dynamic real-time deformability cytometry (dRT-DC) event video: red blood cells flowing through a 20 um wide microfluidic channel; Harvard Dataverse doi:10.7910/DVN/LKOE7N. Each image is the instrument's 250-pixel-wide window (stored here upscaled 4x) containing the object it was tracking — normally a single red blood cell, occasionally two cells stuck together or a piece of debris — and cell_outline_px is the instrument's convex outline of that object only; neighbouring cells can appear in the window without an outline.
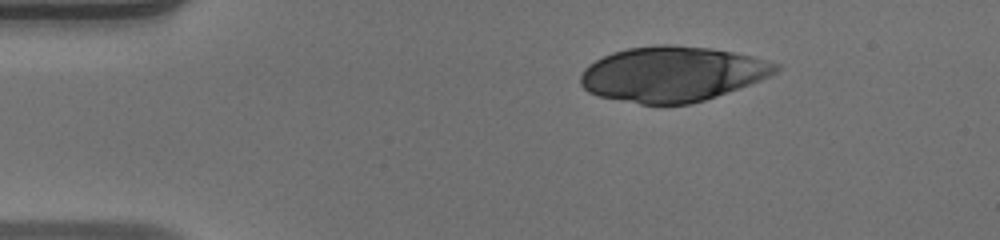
{"species": "human", "species_latin": "Homo sapiens", "temperature_condition": "warm", "stored_images_in_passage": 43, "camera_frame_rate_fps": 3000, "um_per_image_px": 0.085, "donor": {"sex": "male"}, "frame": {"image": 1, "passage_image": 1, "time_ms": 0.0, "image_size_px": [1000, 240], "cell_outline_px": [[780, 68], [776, 72], [760, 80], [716, 96], [692, 104], [664, 108], [640, 104], [600, 96], [588, 92], [580, 84], [580, 76], [584, 68], [588, 64], [612, 52], [628, 48], [656, 44], [668, 44], [712, 48], [752, 56], [780, 64]], "centroid_in_image_um": [57.12, 6.31], "position_along_channel_um": 27.9, "area_um2": 63.35}}